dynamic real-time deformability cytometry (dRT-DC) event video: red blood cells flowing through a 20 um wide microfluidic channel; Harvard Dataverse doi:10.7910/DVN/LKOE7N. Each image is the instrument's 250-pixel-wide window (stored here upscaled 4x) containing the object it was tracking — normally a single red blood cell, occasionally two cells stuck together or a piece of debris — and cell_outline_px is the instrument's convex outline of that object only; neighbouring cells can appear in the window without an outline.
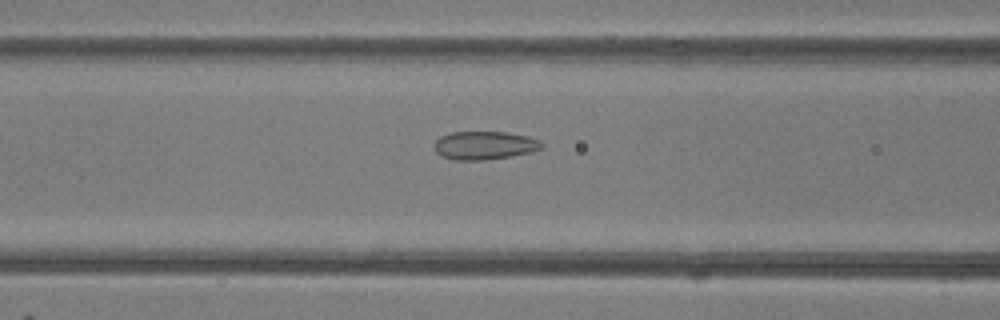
{"species": "common noctule bat (a hibernating species)", "species_latin": "Nyctalus noctula", "temperature_condition": "room temperature", "stored_images_in_passage": 49, "camera_frame_rate_fps": 3000, "um_per_image_px": 0.085, "animal": {"sex": "female"}, "frame": {"image": 1, "passage_image": 20, "time_ms": 6.333, "image_size_px": [1000, 320], "cell_outline_px": [[544, 148], [532, 152], [512, 156], [484, 160], [452, 160], [436, 152], [432, 144], [440, 136], [452, 132], [508, 132], [528, 136], [540, 140], [544, 144]], "centroid_in_image_um": [41.21, 12.35], "position_along_channel_um": 125.4, "area_um2": 17.98}}
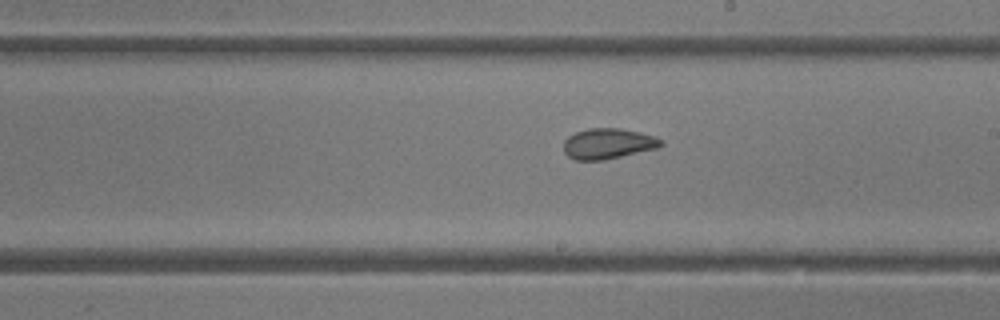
{"frame": {"image": 2, "passage_image": 28, "time_ms": 9.0, "image_size_px": [1000, 320], "cell_outline_px": [[664, 144], [656, 148], [604, 160], [576, 160], [568, 156], [564, 152], [564, 140], [568, 136], [576, 132], [588, 128], [620, 128], [640, 132], [656, 136], [664, 140]], "centroid_in_image_um": [51.69, 12.2], "position_along_channel_um": 237.3, "area_um2": 17.4}}
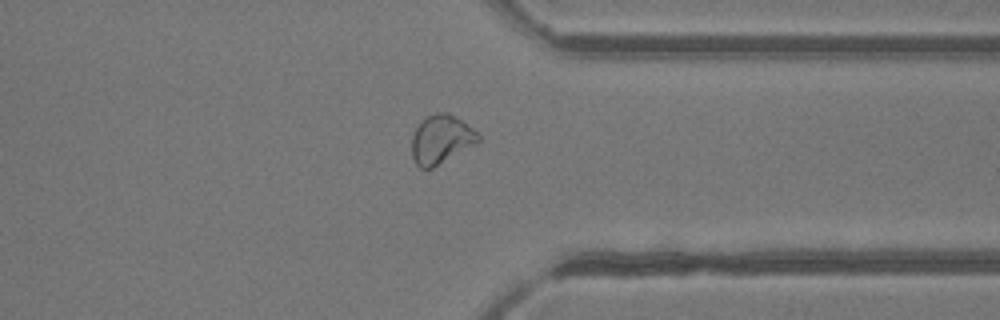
{"frame": {"image": 3, "passage_image": 38, "time_ms": 12.333, "image_size_px": [1000, 320], "cell_outline_px": [[480, 140], [476, 144], [432, 168], [420, 168], [416, 164], [412, 156], [412, 136], [420, 120], [436, 112], [448, 112], [472, 128], [480, 136]], "centroid_in_image_um": [37.48, 11.84], "position_along_channel_um": 373.9, "area_um2": 18.73}, "authors_computed_cell_mechanics": {"area_um2": 20.1722, "velocity_mm_per_s": 4.2058, "shape_relaxation_time_tau1_ms": null, "shape_relaxation_time_tau2_ms": 1.395, "deformation_change_tau1": null, "deformation_change_tau2": 0.053}}